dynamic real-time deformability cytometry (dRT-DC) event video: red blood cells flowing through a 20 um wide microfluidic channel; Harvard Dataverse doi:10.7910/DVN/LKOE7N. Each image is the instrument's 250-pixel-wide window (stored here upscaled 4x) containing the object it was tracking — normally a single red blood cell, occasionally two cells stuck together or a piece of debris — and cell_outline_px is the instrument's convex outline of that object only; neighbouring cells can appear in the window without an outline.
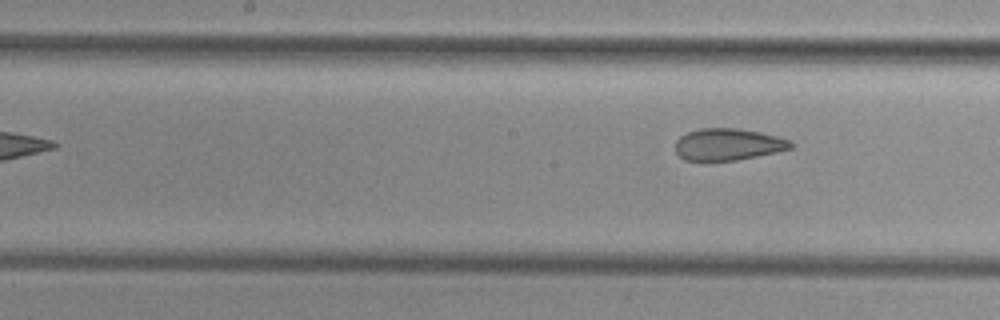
{"species": "common noctule bat (a hibernating species)", "species_latin": "Nyctalus noctula", "temperature_condition": "cold", "stored_images_in_passage": 7, "camera_frame_rate_fps": 3000, "um_per_image_px": 0.085, "animal": {"sex": "female", "body_mass_g": 29.2, "forearm_length_mm": 56.3}, "frame": {"image": 1, "passage_image": 7, "time_ms": 7.0, "image_size_px": [1000, 320], "cell_outline_px": [[796, 144], [792, 148], [776, 152], [736, 160], [684, 160], [676, 152], [676, 140], [680, 136], [688, 132], [700, 128], [736, 128], [760, 132], [792, 140]], "centroid_in_image_um": [61.91, 12.26], "position_along_channel_um": 186.3, "area_um2": 21.39}}